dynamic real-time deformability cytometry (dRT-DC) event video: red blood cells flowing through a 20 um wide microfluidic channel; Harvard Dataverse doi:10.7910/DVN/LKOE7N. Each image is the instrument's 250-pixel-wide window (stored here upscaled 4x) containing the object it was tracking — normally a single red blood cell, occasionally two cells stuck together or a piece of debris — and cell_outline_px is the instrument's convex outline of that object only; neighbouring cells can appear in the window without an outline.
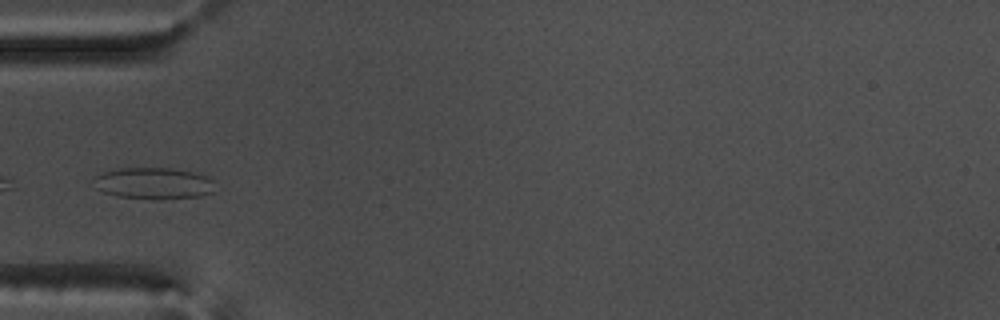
{"species": "common noctule bat (a hibernating species)", "species_latin": "Nyctalus noctula", "temperature_condition": "warm", "stored_images_in_passage": 10, "camera_frame_rate_fps": 3000, "um_per_image_px": 0.085, "animal": {"sex": "male", "body_mass_g": 17.5, "forearm_length_mm": 52.3}, "frame": {"image": 1, "passage_image": 1, "time_ms": 0.0, "image_size_px": [1000, 320], "cell_outline_px": [[212, 192], [200, 196], [160, 200], [120, 196], [104, 192], [96, 188], [96, 176], [104, 172], [120, 168], [168, 168], [192, 172], [208, 176], [212, 180]], "centroid_in_image_um": [13.08, 15.59], "position_along_channel_um": 71.9, "area_um2": 21.96}}